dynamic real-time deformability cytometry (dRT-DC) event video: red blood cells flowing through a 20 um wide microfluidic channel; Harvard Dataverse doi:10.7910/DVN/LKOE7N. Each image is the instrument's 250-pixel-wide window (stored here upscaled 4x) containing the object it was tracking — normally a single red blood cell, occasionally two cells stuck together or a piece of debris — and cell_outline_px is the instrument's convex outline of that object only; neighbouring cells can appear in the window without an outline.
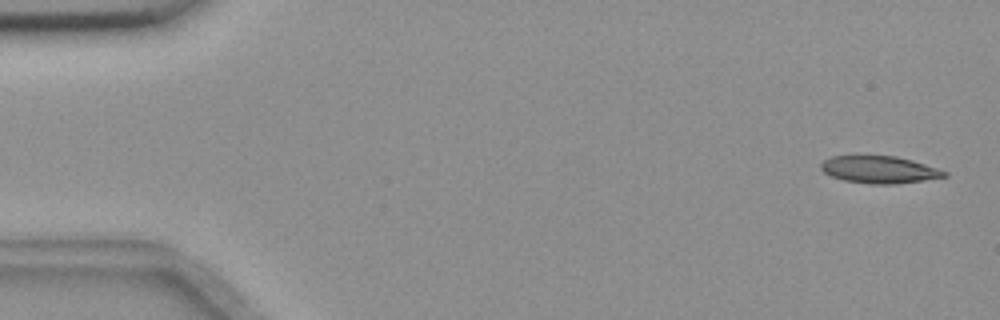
{"species": "common noctule bat (a hibernating species)", "species_latin": "Nyctalus noctula", "temperature_condition": "room temperature", "stored_images_in_passage": 55, "camera_frame_rate_fps": 3000, "um_per_image_px": 0.085, "animal": {"sex": "female", "body_mass_g": 18.4}, "frame": {"image": 1, "passage_image": 2, "time_ms": 0.333, "image_size_px": [1000, 320], "cell_outline_px": [[948, 176], [924, 180], [896, 184], [868, 184], [844, 180], [832, 176], [824, 172], [820, 168], [820, 164], [824, 160], [832, 156], [896, 156], [912, 160], [948, 172]], "centroid_in_image_um": [74.74, 14.42], "position_along_channel_um": 10.3, "area_um2": 19.48}}
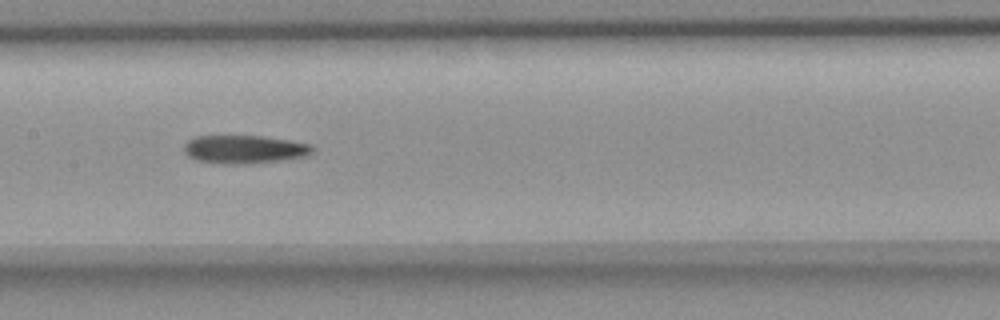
{"frame": {"image": 2, "passage_image": 27, "time_ms": 8.667, "image_size_px": [1000, 320], "cell_outline_px": [[316, 148], [308, 156], [280, 160], [248, 164], [224, 164], [196, 160], [188, 156], [184, 152], [184, 144], [188, 140], [196, 136], [260, 136], [288, 140], [312, 144]], "centroid_in_image_um": [20.79, 12.7], "position_along_channel_um": 186.6, "area_um2": 21.27}}
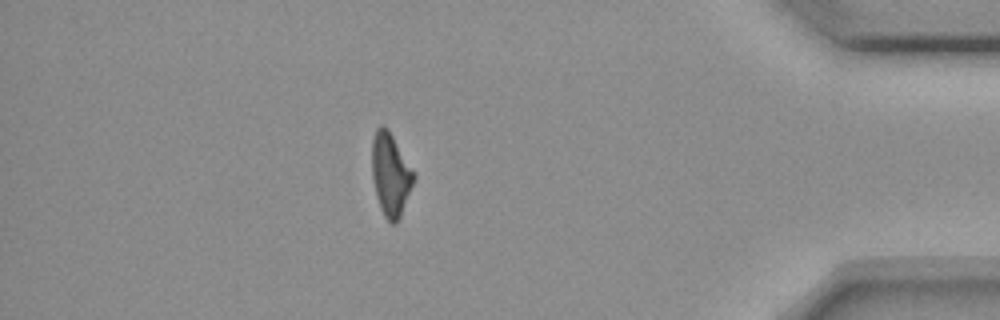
{"frame": {"image": 3, "passage_image": 48, "time_ms": 15.667, "image_size_px": [1000, 320], "cell_outline_px": [[416, 176], [400, 216], [396, 224], [392, 224], [384, 216], [380, 208], [376, 196], [372, 176], [372, 140], [376, 128], [380, 124], [388, 128]], "centroid_in_image_um": [33.18, 14.82], "position_along_channel_um": 402.0, "area_um2": 20.0}, "authors_computed_cell_mechanics": {"area_um2": 20.7502, "velocity_mm_per_s": 3.6796, "shape_relaxation_time_tau1_ms": 9.3304, "shape_relaxation_time_tau2_ms": null, "deformation_change_tau1": 0.2045, "deformation_change_tau2": null}}